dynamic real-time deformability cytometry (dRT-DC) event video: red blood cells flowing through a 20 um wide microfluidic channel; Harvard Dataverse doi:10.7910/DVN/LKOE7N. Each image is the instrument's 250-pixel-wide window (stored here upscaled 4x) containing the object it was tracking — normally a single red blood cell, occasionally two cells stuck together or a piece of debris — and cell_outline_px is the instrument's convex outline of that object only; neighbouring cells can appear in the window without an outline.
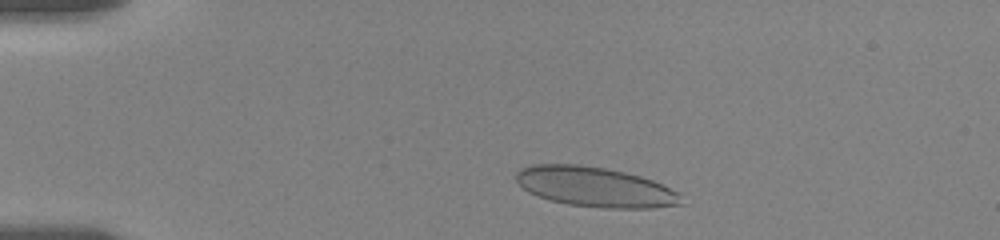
{"species": "human", "species_latin": "Homo sapiens", "temperature_condition": "room temperature", "stored_images_in_passage": 4, "camera_frame_rate_fps": 3000, "um_per_image_px": 0.085, "donor": {"sex": "female"}, "frame": {"image": 1, "passage_image": 1, "time_ms": 0.0, "image_size_px": [1000, 240], "cell_outline_px": [[684, 204], [652, 208], [604, 208], [568, 204], [548, 200], [528, 192], [516, 180], [516, 172], [520, 168], [532, 164], [580, 164], [604, 168], [624, 172], [640, 176], [652, 180], [676, 192]], "centroid_in_image_um": [50.53, 15.89], "position_along_channel_um": 34.5, "area_um2": 38.21}}
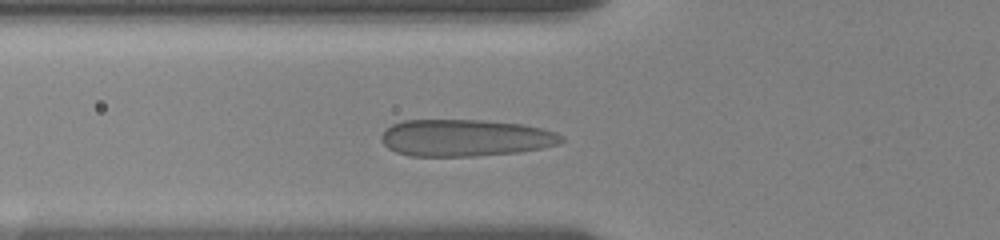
{"frame": {"image": 2, "passage_image": 4, "time_ms": 3.0, "image_size_px": [1000, 240], "cell_outline_px": [[564, 140], [560, 144], [540, 148], [516, 152], [472, 156], [408, 156], [396, 152], [388, 148], [380, 140], [380, 136], [392, 124], [404, 120], [480, 120], [524, 124], [556, 132], [564, 136]], "centroid_in_image_um": [39.54, 11.71], "position_along_channel_um": 86.3, "area_um2": 38.78}}